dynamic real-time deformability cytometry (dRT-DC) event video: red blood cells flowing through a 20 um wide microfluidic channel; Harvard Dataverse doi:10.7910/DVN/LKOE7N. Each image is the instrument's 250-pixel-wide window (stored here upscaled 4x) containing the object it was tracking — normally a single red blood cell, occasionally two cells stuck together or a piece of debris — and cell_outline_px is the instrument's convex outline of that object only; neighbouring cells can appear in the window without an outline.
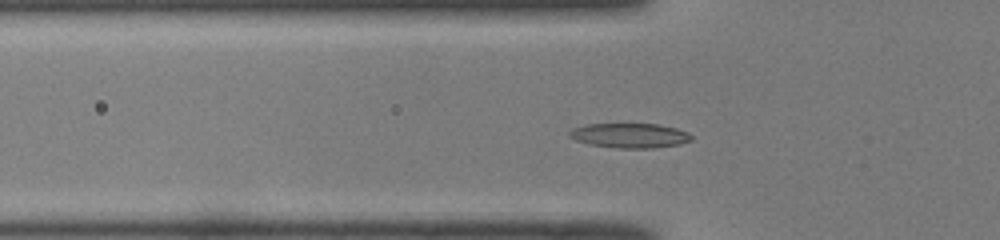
{"species": "common noctule bat (a hibernating species)", "species_latin": "Nyctalus noctula", "temperature_condition": "room temperature", "stored_images_in_passage": 37, "camera_frame_rate_fps": 3000, "um_per_image_px": 0.085, "animal": {"sex": "male", "body_mass_g": 19.0, "forearm_length_mm": 50.8}, "frame": {"image": 1, "passage_image": 4, "time_ms": 1.0, "image_size_px": [1000, 240], "cell_outline_px": [[692, 140], [680, 144], [652, 148], [616, 148], [588, 144], [576, 140], [568, 136], [568, 132], [572, 128], [588, 124], [660, 124], [676, 128], [688, 132], [692, 136]], "centroid_in_image_um": [53.52, 11.52], "position_along_channel_um": 72.3, "area_um2": 17.63}}
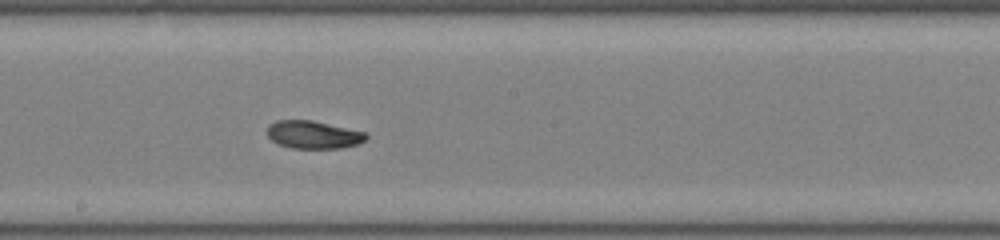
{"frame": {"image": 2, "passage_image": 15, "time_ms": 4.667, "image_size_px": [1000, 240], "cell_outline_px": [[368, 136], [364, 140], [356, 144], [340, 148], [292, 148], [280, 144], [272, 140], [268, 136], [268, 124], [276, 120], [312, 120], [364, 132]], "centroid_in_image_um": [26.6, 11.44], "position_along_channel_um": 221.6, "area_um2": 15.78}}
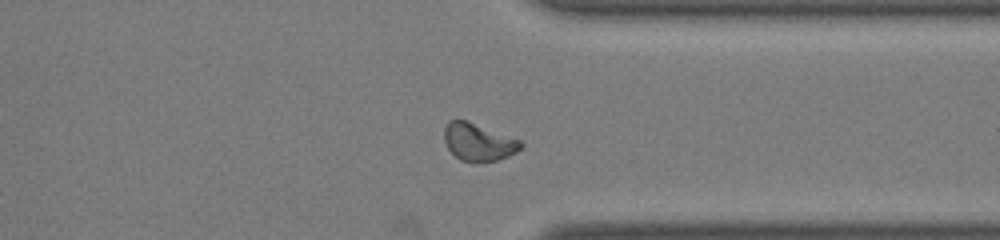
{"frame": {"image": 3, "passage_image": 26, "time_ms": 8.333, "image_size_px": [1000, 240], "cell_outline_px": [[524, 144], [516, 152], [508, 156], [496, 160], [480, 164], [476, 164], [460, 160], [448, 148], [444, 140], [444, 128], [448, 120], [464, 120], [520, 140]], "centroid_in_image_um": [40.64, 12.11], "position_along_channel_um": 370.8, "area_um2": 16.7}, "authors_computed_cell_mechanics": {"area_um2": 16.7042, "velocity_mm_per_s": 4.0721, "shape_relaxation_time_tau1_ms": 4.6885, "shape_relaxation_time_tau2_ms": 5.8601, "deformation_change_tau1": 0.1453, "deformation_change_tau2": 0.0734}}